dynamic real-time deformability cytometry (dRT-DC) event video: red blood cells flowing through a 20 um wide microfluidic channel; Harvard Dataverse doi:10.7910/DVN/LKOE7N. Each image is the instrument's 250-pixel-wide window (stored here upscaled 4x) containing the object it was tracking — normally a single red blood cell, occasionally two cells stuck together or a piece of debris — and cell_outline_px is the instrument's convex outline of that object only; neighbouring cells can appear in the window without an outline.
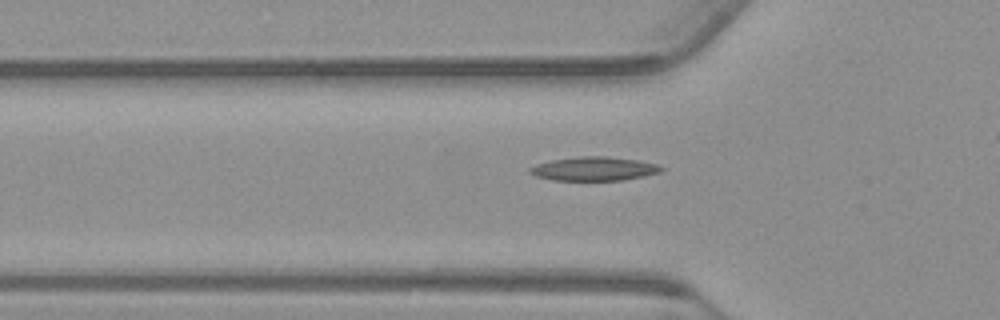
{"species": "common noctule bat (a hibernating species)", "species_latin": "Nyctalus noctula", "temperature_condition": "warm", "stored_images_in_passage": 45, "camera_frame_rate_fps": 3000, "um_per_image_px": 0.085, "animal": {"sex": "male", "body_mass_g": 23.1, "forearm_length_mm": 52.7}, "frame": {"image": 1, "passage_image": 18, "time_ms": 5.667, "image_size_px": [1000, 320], "cell_outline_px": [[664, 168], [660, 172], [644, 176], [624, 180], [552, 180], [536, 176], [528, 172], [528, 168], [536, 164], [552, 160], [580, 156], [604, 156], [636, 160], [656, 164]], "centroid_in_image_um": [50.46, 14.35], "position_along_channel_um": 75.3, "area_um2": 18.15}}
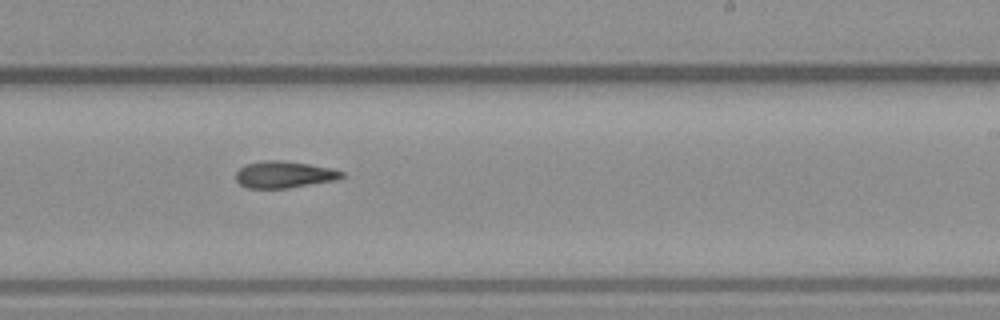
{"frame": {"image": 2, "passage_image": 33, "time_ms": 10.667, "image_size_px": [1000, 320], "cell_outline_px": [[344, 176], [336, 180], [284, 188], [248, 188], [240, 184], [236, 180], [236, 172], [240, 168], [248, 164], [264, 160], [280, 160], [308, 164], [332, 168], [344, 172]], "centroid_in_image_um": [24.15, 14.83], "position_along_channel_um": 264.9, "area_um2": 16.3}}
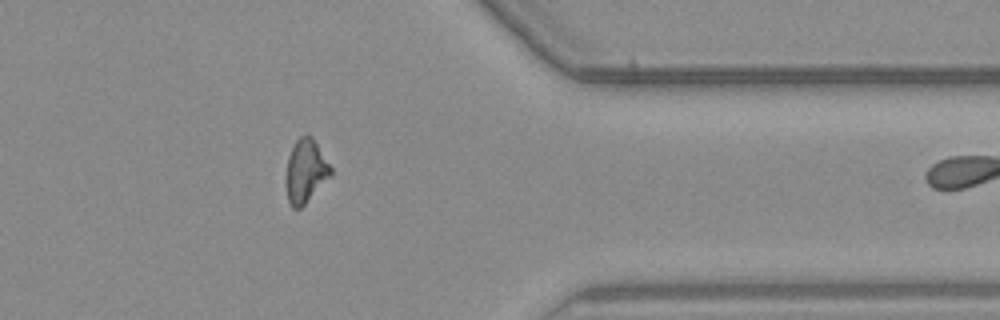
{"frame": {"image": 3, "passage_image": 44, "time_ms": 14.333, "image_size_px": [1000, 320], "cell_outline_px": [[332, 176], [300, 208], [292, 208], [288, 200], [284, 184], [284, 180], [288, 156], [296, 140], [300, 136], [308, 132], [312, 136], [332, 168]], "centroid_in_image_um": [25.96, 14.53], "position_along_channel_um": 385.4, "area_um2": 16.88}}